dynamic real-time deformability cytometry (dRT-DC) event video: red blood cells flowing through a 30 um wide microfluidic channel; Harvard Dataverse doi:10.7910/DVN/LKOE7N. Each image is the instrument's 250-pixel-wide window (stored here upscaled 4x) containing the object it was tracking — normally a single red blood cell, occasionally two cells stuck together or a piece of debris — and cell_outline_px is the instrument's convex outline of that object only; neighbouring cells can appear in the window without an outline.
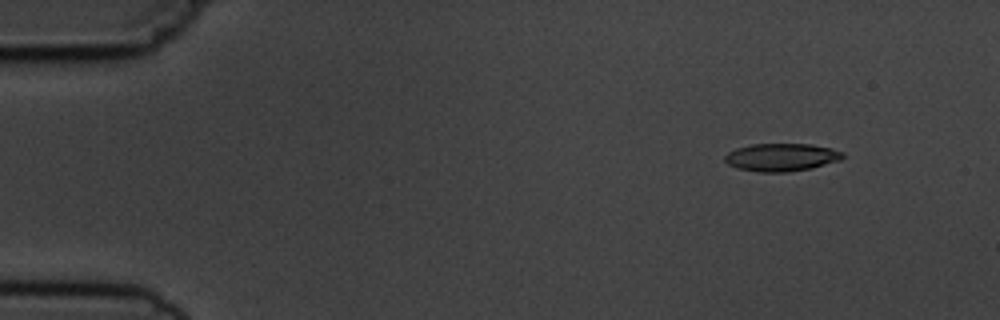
{"species": "common noctule bat (a hibernating species)", "species_latin": "Nyctalus noctula", "temperature_condition": "cold", "stored_images_in_passage": 5, "camera_frame_rate_fps": 3000, "um_per_image_px": 0.085, "animal": {"sex": "male", "body_mass_g": 19.5, "forearm_length_mm": 54.6}, "frame": {"image": 1, "passage_image": 2, "time_ms": 1.333, "image_size_px": [1000, 320], "cell_outline_px": [[844, 156], [840, 160], [812, 168], [788, 172], [756, 172], [736, 168], [728, 164], [724, 160], [724, 156], [728, 152], [736, 148], [752, 144], [812, 144], [832, 148], [844, 152]], "centroid_in_image_um": [66.42, 13.37], "position_along_channel_um": 18.6, "area_um2": 19.31}}
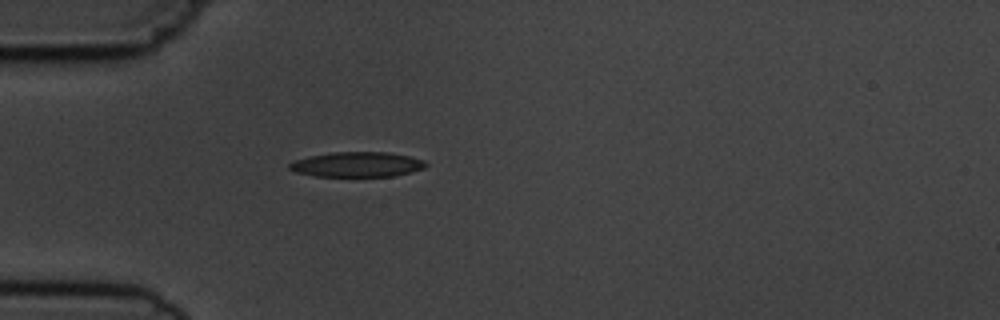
{"frame": {"image": 2, "passage_image": 5, "time_ms": 4.667, "image_size_px": [1000, 320], "cell_outline_px": [[428, 164], [424, 168], [396, 176], [312, 176], [296, 172], [288, 168], [288, 164], [296, 160], [308, 156], [332, 152], [388, 152], [408, 156], [424, 160]], "centroid_in_image_um": [30.34, 13.98], "position_along_channel_um": 54.7, "area_um2": 19.88}}